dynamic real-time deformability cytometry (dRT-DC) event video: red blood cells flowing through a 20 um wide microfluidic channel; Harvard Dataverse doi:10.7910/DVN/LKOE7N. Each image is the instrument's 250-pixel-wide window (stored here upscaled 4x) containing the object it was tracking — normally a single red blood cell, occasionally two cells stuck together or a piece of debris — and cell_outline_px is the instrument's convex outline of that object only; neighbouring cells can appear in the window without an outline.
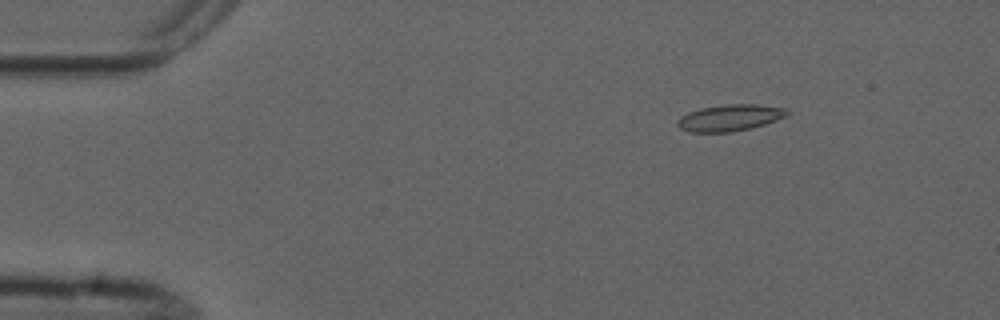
{"species": "common noctule bat (a hibernating species)", "species_latin": "Nyctalus noctula", "temperature_condition": "cold", "stored_images_in_passage": 5, "camera_frame_rate_fps": 3000, "um_per_image_px": 0.085, "animal": {"sex": "male", "forearm_length_mm": 52.5}, "frame": {"image": 1, "passage_image": 3, "time_ms": 2.333, "image_size_px": [1000, 320], "cell_outline_px": [[792, 112], [788, 116], [752, 128], [732, 132], [692, 132], [680, 128], [676, 124], [676, 120], [680, 116], [688, 112], [700, 108], [724, 104], [756, 104], [788, 108]], "centroid_in_image_um": [62.07, 10.0], "position_along_channel_um": 22.9, "area_um2": 17.22}}